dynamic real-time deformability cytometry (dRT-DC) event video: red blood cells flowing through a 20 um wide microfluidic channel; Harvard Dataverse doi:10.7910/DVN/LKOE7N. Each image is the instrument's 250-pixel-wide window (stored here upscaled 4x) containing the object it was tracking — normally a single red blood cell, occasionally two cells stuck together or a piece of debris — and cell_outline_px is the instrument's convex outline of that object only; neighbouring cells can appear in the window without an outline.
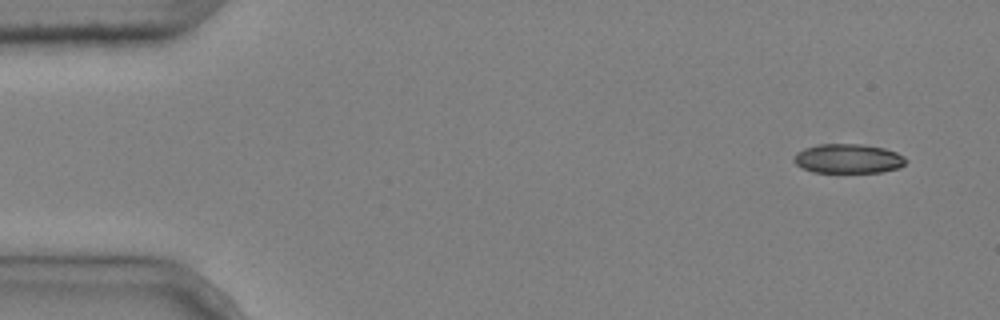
{"species": "common noctule bat (a hibernating species)", "species_latin": "Nyctalus noctula", "temperature_condition": "cold", "stored_images_in_passage": 3, "camera_frame_rate_fps": 3000, "um_per_image_px": 0.085, "animal": {"sex": "male", "body_mass_g": 20.4}, "frame": {"image": 1, "passage_image": 1, "time_ms": 0.0, "image_size_px": [1000, 320], "cell_outline_px": [[908, 160], [900, 168], [880, 172], [812, 172], [800, 168], [792, 160], [792, 156], [796, 152], [804, 148], [816, 144], [860, 144], [884, 148], [896, 152], [904, 156]], "centroid_in_image_um": [72.05, 13.48], "position_along_channel_um": 12.9, "area_um2": 19.42}}